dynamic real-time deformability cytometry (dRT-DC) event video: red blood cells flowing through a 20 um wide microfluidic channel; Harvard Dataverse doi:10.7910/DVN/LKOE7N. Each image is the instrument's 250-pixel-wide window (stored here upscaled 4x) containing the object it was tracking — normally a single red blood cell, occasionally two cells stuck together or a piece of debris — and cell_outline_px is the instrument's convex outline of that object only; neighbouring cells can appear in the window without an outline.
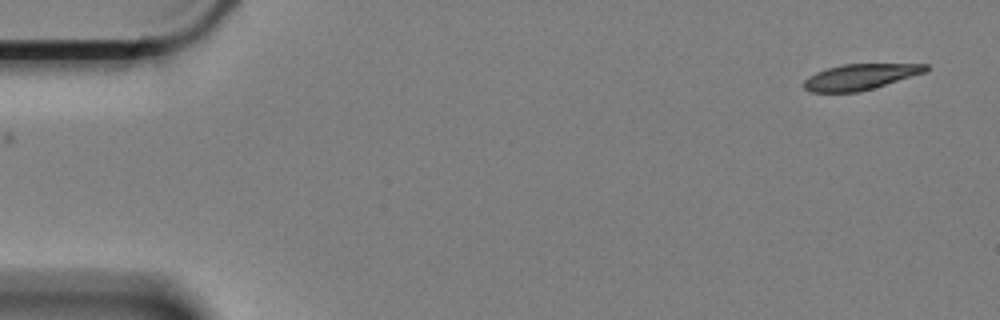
{"species": "Egyptian fruit bat (a non-hibernating species)", "species_latin": "Rousettus aegyptiacus", "temperature_condition": "cold", "stored_images_in_passage": 57, "camera_frame_rate_fps": 3000, "um_per_image_px": 0.085, "animal": {"sex": "female"}, "frame": {"image": 1, "passage_image": 1, "time_ms": 0.0, "image_size_px": [1000, 320], "cell_outline_px": [[928, 68], [924, 72], [872, 88], [856, 92], [808, 92], [804, 88], [804, 80], [808, 76], [816, 72], [840, 64], [928, 64]], "centroid_in_image_um": [73.04, 6.53], "position_along_channel_um": 12.0, "area_um2": 17.98}}
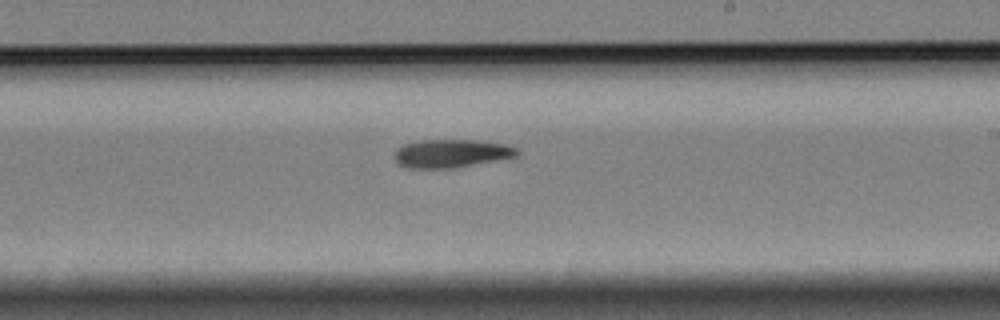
{"frame": {"image": 2, "passage_image": 33, "time_ms": 10.667, "image_size_px": [1000, 320], "cell_outline_px": [[520, 152], [516, 156], [496, 160], [452, 168], [404, 168], [396, 160], [396, 148], [404, 144], [420, 140], [472, 140], [504, 144], [520, 148]], "centroid_in_image_um": [38.36, 13.04], "position_along_channel_um": 250.6, "area_um2": 20.0}}
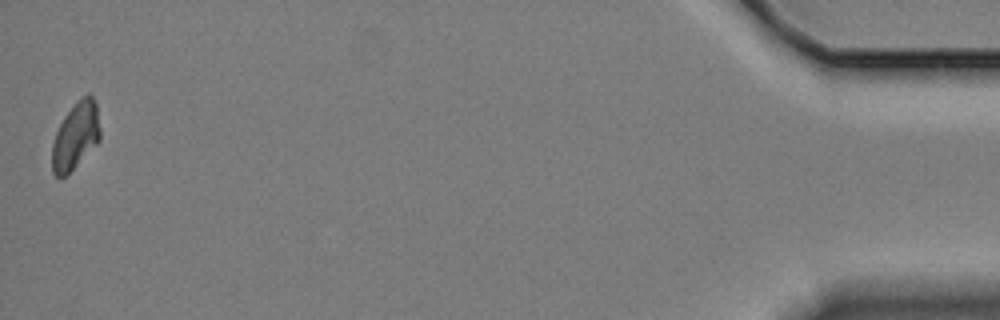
{"frame": {"image": 3, "passage_image": 57, "time_ms": 18.667, "image_size_px": [1000, 320], "cell_outline_px": [[100, 140], [60, 180], [52, 172], [52, 144], [56, 132], [64, 116], [88, 92], [92, 96], [96, 104], [100, 128]], "centroid_in_image_um": [6.42, 11.56], "position_along_channel_um": 428.8, "area_um2": 18.26}, "authors_computed_cell_mechanics": {"area_um2": 20.23, "velocity_mm_per_s": 3.3505, "shape_relaxation_time_tau1_ms": 7.4897, "shape_relaxation_time_tau2_ms": null, "deformation_change_tau1": 0.1552, "deformation_change_tau2": null}}